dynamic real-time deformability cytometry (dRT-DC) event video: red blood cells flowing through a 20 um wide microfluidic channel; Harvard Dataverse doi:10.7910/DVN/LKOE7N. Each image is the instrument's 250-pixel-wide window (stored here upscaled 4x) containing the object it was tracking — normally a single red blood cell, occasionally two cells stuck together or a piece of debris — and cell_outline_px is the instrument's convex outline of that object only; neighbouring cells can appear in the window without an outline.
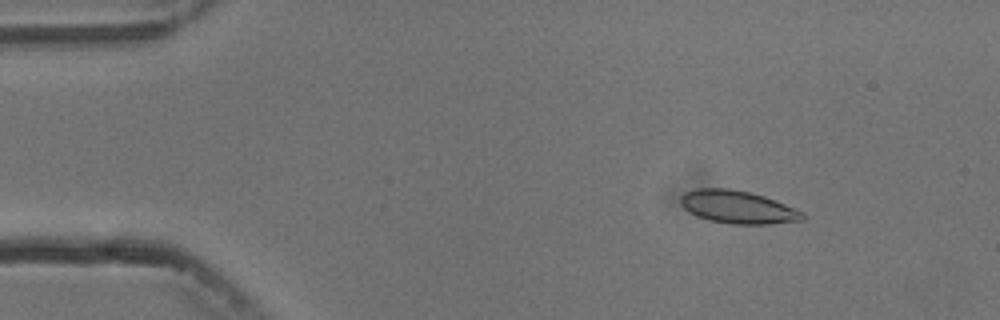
{"species": "common noctule bat (a hibernating species)", "species_latin": "Nyctalus noctula", "temperature_condition": "cold", "stored_images_in_passage": 4, "camera_frame_rate_fps": 3000, "um_per_image_px": 0.085, "animal": {"sex": "male", "body_mass_g": 13.3}, "frame": {"image": 1, "passage_image": 2, "time_ms": 1.333, "image_size_px": [1000, 320], "cell_outline_px": [[804, 220], [768, 224], [728, 224], [708, 220], [696, 216], [688, 212], [680, 204], [680, 196], [684, 192], [696, 188], [728, 188], [748, 192], [764, 196], [804, 212]], "centroid_in_image_um": [62.66, 17.6], "position_along_channel_um": 22.3, "area_um2": 23.47}}